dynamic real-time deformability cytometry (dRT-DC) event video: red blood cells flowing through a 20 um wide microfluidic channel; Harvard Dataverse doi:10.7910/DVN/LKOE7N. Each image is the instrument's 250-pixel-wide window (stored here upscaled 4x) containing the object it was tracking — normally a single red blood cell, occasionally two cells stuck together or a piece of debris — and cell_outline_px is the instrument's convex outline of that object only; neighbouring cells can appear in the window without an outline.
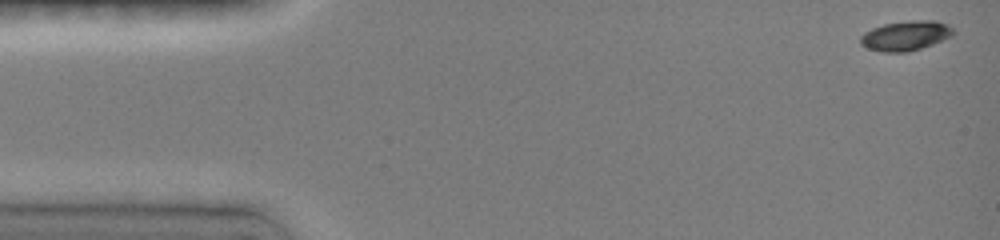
{"species": "common noctule bat (a hibernating species)", "species_latin": "Nyctalus noctula", "temperature_condition": "room temperature", "stored_images_in_passage": 22, "camera_frame_rate_fps": 3000, "um_per_image_px": 0.085, "animal": {"sex": "female", "body_mass_g": 19.0, "forearm_length_mm": 51.5}, "frame": {"image": 1, "passage_image": 1, "time_ms": 0.0, "image_size_px": [1000, 240], "cell_outline_px": [[956, 32], [952, 36], [932, 44], [908, 52], [884, 52], [868, 48], [860, 44], [860, 36], [864, 32], [872, 28], [884, 24], [916, 20], [932, 20], [948, 24]], "centroid_in_image_um": [76.98, 3.03], "position_along_channel_um": 8.0, "area_um2": 16.01}}
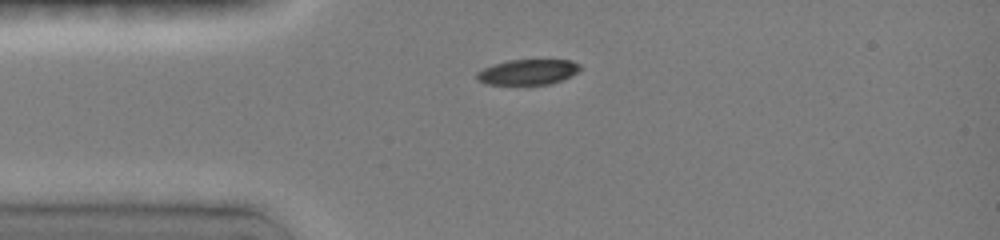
{"frame": {"image": 2, "passage_image": 11, "time_ms": 3.333, "image_size_px": [1000, 240], "cell_outline_px": [[580, 68], [576, 72], [560, 80], [548, 84], [488, 84], [480, 80], [476, 76], [476, 72], [484, 68], [508, 60], [568, 60], [580, 64]], "centroid_in_image_um": [44.85, 6.11], "position_along_channel_um": 40.1, "area_um2": 14.8}}
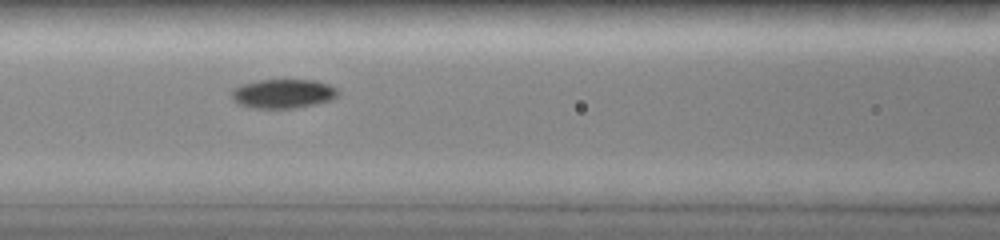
{"frame": {"image": 3, "passage_image": 18, "time_ms": 6.333, "image_size_px": [1000, 240], "cell_outline_px": [[336, 96], [328, 100], [316, 104], [296, 108], [252, 108], [240, 104], [232, 96], [232, 92], [236, 88], [244, 84], [260, 80], [316, 80], [328, 84], [336, 88]], "centroid_in_image_um": [24.08, 7.96], "position_along_channel_um": 142.5, "area_um2": 17.63}}